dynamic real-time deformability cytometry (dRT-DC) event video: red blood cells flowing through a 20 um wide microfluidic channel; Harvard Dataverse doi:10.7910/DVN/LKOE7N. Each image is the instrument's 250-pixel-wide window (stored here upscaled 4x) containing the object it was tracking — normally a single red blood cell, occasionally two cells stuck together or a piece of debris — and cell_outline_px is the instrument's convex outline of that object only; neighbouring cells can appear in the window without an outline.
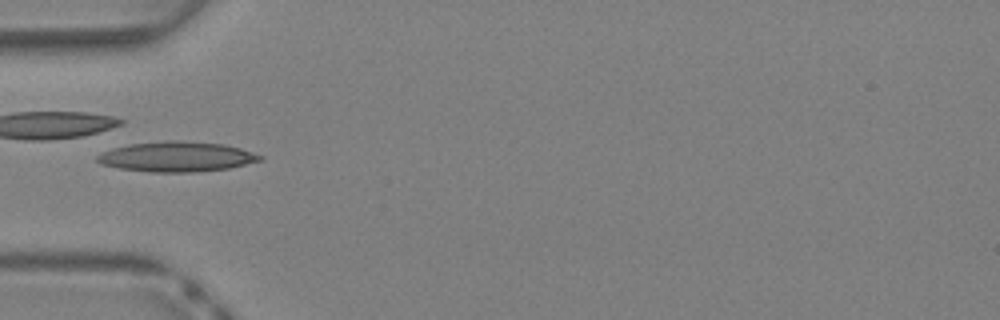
{"species": "Egyptian fruit bat (a non-hibernating species)", "species_latin": "Rousettus aegyptiacus", "temperature_condition": "warm", "stored_images_in_passage": 8, "camera_frame_rate_fps": 3000, "um_per_image_px": 0.085, "animal": {"sex": "female"}, "frame": {"image": 1, "passage_image": 4, "time_ms": 1.0, "image_size_px": [1000, 320], "cell_outline_px": [[264, 160], [228, 168], [192, 172], [152, 172], [120, 168], [100, 164], [96, 160], [96, 156], [112, 148], [128, 144], [164, 140], [176, 140], [224, 144], [240, 148], [264, 156]], "centroid_in_image_um": [15.02, 13.31], "position_along_channel_um": 70.0, "area_um2": 28.55}}